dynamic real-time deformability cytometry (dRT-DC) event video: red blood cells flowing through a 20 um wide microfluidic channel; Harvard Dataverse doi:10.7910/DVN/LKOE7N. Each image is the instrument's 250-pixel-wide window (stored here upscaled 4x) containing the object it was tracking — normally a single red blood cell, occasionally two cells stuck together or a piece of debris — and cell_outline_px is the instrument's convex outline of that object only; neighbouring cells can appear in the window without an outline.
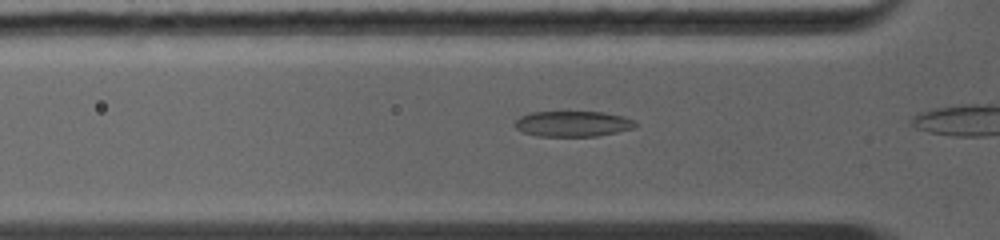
{"species": "common noctule bat (a hibernating species)", "species_latin": "Nyctalus noctula", "temperature_condition": "warm", "stored_images_in_passage": 6, "camera_frame_rate_fps": 5000, "um_per_image_px": 0.085, "animal": {"sex": "female", "body_mass_g": 19.0, "forearm_length_mm": 56.7}, "frame": {"image": 1, "passage_image": 3, "time_ms": 1.0, "image_size_px": [1000, 240], "cell_outline_px": [[636, 128], [596, 136], [536, 136], [524, 132], [516, 128], [516, 120], [520, 116], [532, 112], [600, 112], [624, 116], [636, 120]], "centroid_in_image_um": [48.73, 10.52], "position_along_channel_um": 77.1, "area_um2": 17.92}}
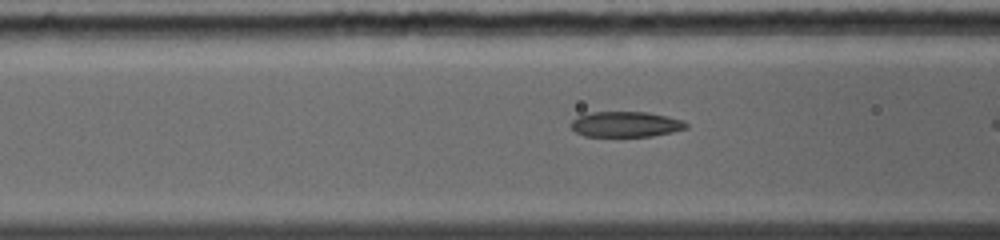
{"frame": {"image": 2, "passage_image": 5, "time_ms": 1.8, "image_size_px": [1000, 240], "cell_outline_px": [[688, 128], [672, 132], [652, 136], [584, 136], [576, 132], [568, 124], [576, 116], [592, 112], [648, 112], [668, 116], [684, 120], [688, 124]], "centroid_in_image_um": [53.19, 10.56], "position_along_channel_um": 113.4, "area_um2": 17.28}}